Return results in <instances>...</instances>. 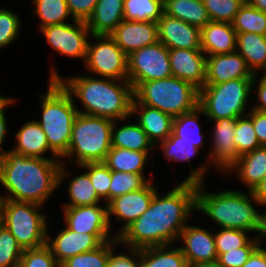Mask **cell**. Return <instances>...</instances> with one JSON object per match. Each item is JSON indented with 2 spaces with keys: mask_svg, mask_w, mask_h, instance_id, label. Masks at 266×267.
<instances>
[{
  "mask_svg": "<svg viewBox=\"0 0 266 267\" xmlns=\"http://www.w3.org/2000/svg\"><path fill=\"white\" fill-rule=\"evenodd\" d=\"M3 201H4V198H3V196L0 194V212H2Z\"/></svg>",
  "mask_w": 266,
  "mask_h": 267,
  "instance_id": "obj_59",
  "label": "cell"
},
{
  "mask_svg": "<svg viewBox=\"0 0 266 267\" xmlns=\"http://www.w3.org/2000/svg\"><path fill=\"white\" fill-rule=\"evenodd\" d=\"M22 252L16 238L3 225L0 229V267H18Z\"/></svg>",
  "mask_w": 266,
  "mask_h": 267,
  "instance_id": "obj_43",
  "label": "cell"
},
{
  "mask_svg": "<svg viewBox=\"0 0 266 267\" xmlns=\"http://www.w3.org/2000/svg\"><path fill=\"white\" fill-rule=\"evenodd\" d=\"M256 200L260 203V207L266 205V176L252 191Z\"/></svg>",
  "mask_w": 266,
  "mask_h": 267,
  "instance_id": "obj_54",
  "label": "cell"
},
{
  "mask_svg": "<svg viewBox=\"0 0 266 267\" xmlns=\"http://www.w3.org/2000/svg\"><path fill=\"white\" fill-rule=\"evenodd\" d=\"M246 60L237 52L206 55L205 84H219L229 80L254 78Z\"/></svg>",
  "mask_w": 266,
  "mask_h": 267,
  "instance_id": "obj_21",
  "label": "cell"
},
{
  "mask_svg": "<svg viewBox=\"0 0 266 267\" xmlns=\"http://www.w3.org/2000/svg\"><path fill=\"white\" fill-rule=\"evenodd\" d=\"M111 236V234L77 233L65 226L56 237L47 233L46 245L50 248L58 264L61 265L77 254L92 251L105 242L117 239L116 236H112V238Z\"/></svg>",
  "mask_w": 266,
  "mask_h": 267,
  "instance_id": "obj_13",
  "label": "cell"
},
{
  "mask_svg": "<svg viewBox=\"0 0 266 267\" xmlns=\"http://www.w3.org/2000/svg\"><path fill=\"white\" fill-rule=\"evenodd\" d=\"M111 253V240L100 247L77 254L66 261L60 267H107Z\"/></svg>",
  "mask_w": 266,
  "mask_h": 267,
  "instance_id": "obj_39",
  "label": "cell"
},
{
  "mask_svg": "<svg viewBox=\"0 0 266 267\" xmlns=\"http://www.w3.org/2000/svg\"><path fill=\"white\" fill-rule=\"evenodd\" d=\"M228 172H236L239 181L247 186L248 191H253L266 176V146L241 155Z\"/></svg>",
  "mask_w": 266,
  "mask_h": 267,
  "instance_id": "obj_26",
  "label": "cell"
},
{
  "mask_svg": "<svg viewBox=\"0 0 266 267\" xmlns=\"http://www.w3.org/2000/svg\"><path fill=\"white\" fill-rule=\"evenodd\" d=\"M122 51L132 52L159 41L157 22L123 20L110 34Z\"/></svg>",
  "mask_w": 266,
  "mask_h": 267,
  "instance_id": "obj_19",
  "label": "cell"
},
{
  "mask_svg": "<svg viewBox=\"0 0 266 267\" xmlns=\"http://www.w3.org/2000/svg\"><path fill=\"white\" fill-rule=\"evenodd\" d=\"M253 78L205 84L199 90V107L207 119H237L247 115L246 107L252 93Z\"/></svg>",
  "mask_w": 266,
  "mask_h": 267,
  "instance_id": "obj_8",
  "label": "cell"
},
{
  "mask_svg": "<svg viewBox=\"0 0 266 267\" xmlns=\"http://www.w3.org/2000/svg\"><path fill=\"white\" fill-rule=\"evenodd\" d=\"M52 67L49 71V80H58L73 99L77 98L81 102L84 110L83 112L77 110L78 113L105 117L114 121L132 119L134 89L128 80L95 78L86 75L63 78L56 72L55 67Z\"/></svg>",
  "mask_w": 266,
  "mask_h": 267,
  "instance_id": "obj_3",
  "label": "cell"
},
{
  "mask_svg": "<svg viewBox=\"0 0 266 267\" xmlns=\"http://www.w3.org/2000/svg\"><path fill=\"white\" fill-rule=\"evenodd\" d=\"M214 124L212 130V149L208 155L207 163L211 162L218 171L226 173L237 161V148L234 142L236 119H209Z\"/></svg>",
  "mask_w": 266,
  "mask_h": 267,
  "instance_id": "obj_15",
  "label": "cell"
},
{
  "mask_svg": "<svg viewBox=\"0 0 266 267\" xmlns=\"http://www.w3.org/2000/svg\"><path fill=\"white\" fill-rule=\"evenodd\" d=\"M264 78H266V69L263 71V75Z\"/></svg>",
  "mask_w": 266,
  "mask_h": 267,
  "instance_id": "obj_61",
  "label": "cell"
},
{
  "mask_svg": "<svg viewBox=\"0 0 266 267\" xmlns=\"http://www.w3.org/2000/svg\"><path fill=\"white\" fill-rule=\"evenodd\" d=\"M68 195L71 202H66L63 207L94 205L100 204L103 201L97 195V192L86 171L72 177L68 186Z\"/></svg>",
  "mask_w": 266,
  "mask_h": 267,
  "instance_id": "obj_33",
  "label": "cell"
},
{
  "mask_svg": "<svg viewBox=\"0 0 266 267\" xmlns=\"http://www.w3.org/2000/svg\"><path fill=\"white\" fill-rule=\"evenodd\" d=\"M264 207H266V205ZM263 224H264V228L266 231V211H264V213H263Z\"/></svg>",
  "mask_w": 266,
  "mask_h": 267,
  "instance_id": "obj_58",
  "label": "cell"
},
{
  "mask_svg": "<svg viewBox=\"0 0 266 267\" xmlns=\"http://www.w3.org/2000/svg\"><path fill=\"white\" fill-rule=\"evenodd\" d=\"M205 116L203 110L198 106L191 112L174 117L172 133L180 138V141H187L202 149L205 144L204 134L201 131L199 122V115Z\"/></svg>",
  "mask_w": 266,
  "mask_h": 267,
  "instance_id": "obj_32",
  "label": "cell"
},
{
  "mask_svg": "<svg viewBox=\"0 0 266 267\" xmlns=\"http://www.w3.org/2000/svg\"><path fill=\"white\" fill-rule=\"evenodd\" d=\"M96 42L88 41L84 67L102 78L127 80V55L110 35H91Z\"/></svg>",
  "mask_w": 266,
  "mask_h": 267,
  "instance_id": "obj_10",
  "label": "cell"
},
{
  "mask_svg": "<svg viewBox=\"0 0 266 267\" xmlns=\"http://www.w3.org/2000/svg\"><path fill=\"white\" fill-rule=\"evenodd\" d=\"M21 20L14 11L0 8V48L8 47L19 36Z\"/></svg>",
  "mask_w": 266,
  "mask_h": 267,
  "instance_id": "obj_46",
  "label": "cell"
},
{
  "mask_svg": "<svg viewBox=\"0 0 266 267\" xmlns=\"http://www.w3.org/2000/svg\"><path fill=\"white\" fill-rule=\"evenodd\" d=\"M34 14L40 20L39 29L55 24L66 23L72 17L66 0H32Z\"/></svg>",
  "mask_w": 266,
  "mask_h": 267,
  "instance_id": "obj_34",
  "label": "cell"
},
{
  "mask_svg": "<svg viewBox=\"0 0 266 267\" xmlns=\"http://www.w3.org/2000/svg\"><path fill=\"white\" fill-rule=\"evenodd\" d=\"M127 80L135 89L140 83L173 76L169 61V49L161 42L145 46L127 57Z\"/></svg>",
  "mask_w": 266,
  "mask_h": 267,
  "instance_id": "obj_11",
  "label": "cell"
},
{
  "mask_svg": "<svg viewBox=\"0 0 266 267\" xmlns=\"http://www.w3.org/2000/svg\"><path fill=\"white\" fill-rule=\"evenodd\" d=\"M18 267H60L47 245L23 250Z\"/></svg>",
  "mask_w": 266,
  "mask_h": 267,
  "instance_id": "obj_47",
  "label": "cell"
},
{
  "mask_svg": "<svg viewBox=\"0 0 266 267\" xmlns=\"http://www.w3.org/2000/svg\"><path fill=\"white\" fill-rule=\"evenodd\" d=\"M113 125L112 119L78 113L72 125L68 151L61 161L64 162L65 158L69 162L75 160L78 166L84 163L104 162L112 147Z\"/></svg>",
  "mask_w": 266,
  "mask_h": 267,
  "instance_id": "obj_6",
  "label": "cell"
},
{
  "mask_svg": "<svg viewBox=\"0 0 266 267\" xmlns=\"http://www.w3.org/2000/svg\"><path fill=\"white\" fill-rule=\"evenodd\" d=\"M98 0H66L67 6L75 20L87 21L92 15Z\"/></svg>",
  "mask_w": 266,
  "mask_h": 267,
  "instance_id": "obj_49",
  "label": "cell"
},
{
  "mask_svg": "<svg viewBox=\"0 0 266 267\" xmlns=\"http://www.w3.org/2000/svg\"><path fill=\"white\" fill-rule=\"evenodd\" d=\"M157 24L159 42L168 49H201V28L165 13Z\"/></svg>",
  "mask_w": 266,
  "mask_h": 267,
  "instance_id": "obj_18",
  "label": "cell"
},
{
  "mask_svg": "<svg viewBox=\"0 0 266 267\" xmlns=\"http://www.w3.org/2000/svg\"><path fill=\"white\" fill-rule=\"evenodd\" d=\"M266 237H258L254 235L244 247L234 249L232 251L222 253L217 260L220 267H242L252 254V252L260 245Z\"/></svg>",
  "mask_w": 266,
  "mask_h": 267,
  "instance_id": "obj_45",
  "label": "cell"
},
{
  "mask_svg": "<svg viewBox=\"0 0 266 267\" xmlns=\"http://www.w3.org/2000/svg\"><path fill=\"white\" fill-rule=\"evenodd\" d=\"M156 187L149 181L143 188L117 196L107 203L108 222L111 227V217L125 222L115 233L118 237L129 225L138 219L149 207Z\"/></svg>",
  "mask_w": 266,
  "mask_h": 267,
  "instance_id": "obj_14",
  "label": "cell"
},
{
  "mask_svg": "<svg viewBox=\"0 0 266 267\" xmlns=\"http://www.w3.org/2000/svg\"><path fill=\"white\" fill-rule=\"evenodd\" d=\"M210 231L187 224L180 232L178 241L179 243L182 241L184 245L179 248L186 258L188 266L217 262L218 254L214 233Z\"/></svg>",
  "mask_w": 266,
  "mask_h": 267,
  "instance_id": "obj_16",
  "label": "cell"
},
{
  "mask_svg": "<svg viewBox=\"0 0 266 267\" xmlns=\"http://www.w3.org/2000/svg\"><path fill=\"white\" fill-rule=\"evenodd\" d=\"M42 205L4 199L2 205L3 225L16 238L22 250L46 245L47 218L40 212Z\"/></svg>",
  "mask_w": 266,
  "mask_h": 267,
  "instance_id": "obj_9",
  "label": "cell"
},
{
  "mask_svg": "<svg viewBox=\"0 0 266 267\" xmlns=\"http://www.w3.org/2000/svg\"><path fill=\"white\" fill-rule=\"evenodd\" d=\"M257 76L258 75L255 74L253 81H252V93L254 89L253 86L257 84L258 86L257 85L255 86L257 88V90H255L257 93L256 98H257V101H259L260 103L256 102V104H253L251 106V109L257 110L262 113H266V78H264L262 75H261V78Z\"/></svg>",
  "mask_w": 266,
  "mask_h": 267,
  "instance_id": "obj_51",
  "label": "cell"
},
{
  "mask_svg": "<svg viewBox=\"0 0 266 267\" xmlns=\"http://www.w3.org/2000/svg\"><path fill=\"white\" fill-rule=\"evenodd\" d=\"M117 244L120 246L118 239L111 240V253L107 267H139L140 249L126 247L128 250H126L127 254L120 253V251L117 254L114 250Z\"/></svg>",
  "mask_w": 266,
  "mask_h": 267,
  "instance_id": "obj_48",
  "label": "cell"
},
{
  "mask_svg": "<svg viewBox=\"0 0 266 267\" xmlns=\"http://www.w3.org/2000/svg\"><path fill=\"white\" fill-rule=\"evenodd\" d=\"M190 169L186 179L163 197L155 192L150 207L117 237L119 244L143 249L178 243L180 232L196 210L197 182H204L208 171L206 164Z\"/></svg>",
  "mask_w": 266,
  "mask_h": 267,
  "instance_id": "obj_1",
  "label": "cell"
},
{
  "mask_svg": "<svg viewBox=\"0 0 266 267\" xmlns=\"http://www.w3.org/2000/svg\"><path fill=\"white\" fill-rule=\"evenodd\" d=\"M15 98L9 97V99L0 107V158L7 152L2 148V144L5 142L7 136V118L6 108L16 102Z\"/></svg>",
  "mask_w": 266,
  "mask_h": 267,
  "instance_id": "obj_52",
  "label": "cell"
},
{
  "mask_svg": "<svg viewBox=\"0 0 266 267\" xmlns=\"http://www.w3.org/2000/svg\"><path fill=\"white\" fill-rule=\"evenodd\" d=\"M122 121H127V118L124 120L114 121L111 137L112 147L126 148L141 152H150V150L154 148L156 149L148 138L146 132L139 126L138 123H123V125L118 126L117 122L119 123Z\"/></svg>",
  "mask_w": 266,
  "mask_h": 267,
  "instance_id": "obj_27",
  "label": "cell"
},
{
  "mask_svg": "<svg viewBox=\"0 0 266 267\" xmlns=\"http://www.w3.org/2000/svg\"><path fill=\"white\" fill-rule=\"evenodd\" d=\"M78 167L86 170L97 195L107 204L109 202L111 170L103 162L84 163Z\"/></svg>",
  "mask_w": 266,
  "mask_h": 267,
  "instance_id": "obj_42",
  "label": "cell"
},
{
  "mask_svg": "<svg viewBox=\"0 0 266 267\" xmlns=\"http://www.w3.org/2000/svg\"><path fill=\"white\" fill-rule=\"evenodd\" d=\"M65 165L61 159L27 157L7 151L0 158V183L7 192L3 198L45 205L70 176Z\"/></svg>",
  "mask_w": 266,
  "mask_h": 267,
  "instance_id": "obj_2",
  "label": "cell"
},
{
  "mask_svg": "<svg viewBox=\"0 0 266 267\" xmlns=\"http://www.w3.org/2000/svg\"><path fill=\"white\" fill-rule=\"evenodd\" d=\"M152 178H145L144 174L111 171L109 186V201L113 198L143 188Z\"/></svg>",
  "mask_w": 266,
  "mask_h": 267,
  "instance_id": "obj_37",
  "label": "cell"
},
{
  "mask_svg": "<svg viewBox=\"0 0 266 267\" xmlns=\"http://www.w3.org/2000/svg\"><path fill=\"white\" fill-rule=\"evenodd\" d=\"M161 145V146H160ZM159 149L163 151V156L167 161L187 162L190 163L192 157L198 155L200 149L196 148L193 143L180 141L173 133L163 142L159 143Z\"/></svg>",
  "mask_w": 266,
  "mask_h": 267,
  "instance_id": "obj_40",
  "label": "cell"
},
{
  "mask_svg": "<svg viewBox=\"0 0 266 267\" xmlns=\"http://www.w3.org/2000/svg\"><path fill=\"white\" fill-rule=\"evenodd\" d=\"M150 152L111 147L103 162L111 171L143 174Z\"/></svg>",
  "mask_w": 266,
  "mask_h": 267,
  "instance_id": "obj_31",
  "label": "cell"
},
{
  "mask_svg": "<svg viewBox=\"0 0 266 267\" xmlns=\"http://www.w3.org/2000/svg\"><path fill=\"white\" fill-rule=\"evenodd\" d=\"M164 13L199 28L210 22L202 0H164Z\"/></svg>",
  "mask_w": 266,
  "mask_h": 267,
  "instance_id": "obj_29",
  "label": "cell"
},
{
  "mask_svg": "<svg viewBox=\"0 0 266 267\" xmlns=\"http://www.w3.org/2000/svg\"><path fill=\"white\" fill-rule=\"evenodd\" d=\"M237 32L232 23L210 21L201 28V50L206 55L236 51Z\"/></svg>",
  "mask_w": 266,
  "mask_h": 267,
  "instance_id": "obj_23",
  "label": "cell"
},
{
  "mask_svg": "<svg viewBox=\"0 0 266 267\" xmlns=\"http://www.w3.org/2000/svg\"><path fill=\"white\" fill-rule=\"evenodd\" d=\"M247 115L252 119L253 128L256 132L260 145L266 146V113L249 109Z\"/></svg>",
  "mask_w": 266,
  "mask_h": 267,
  "instance_id": "obj_50",
  "label": "cell"
},
{
  "mask_svg": "<svg viewBox=\"0 0 266 267\" xmlns=\"http://www.w3.org/2000/svg\"><path fill=\"white\" fill-rule=\"evenodd\" d=\"M169 61L174 77L201 89L206 82V54L201 49H169Z\"/></svg>",
  "mask_w": 266,
  "mask_h": 267,
  "instance_id": "obj_20",
  "label": "cell"
},
{
  "mask_svg": "<svg viewBox=\"0 0 266 267\" xmlns=\"http://www.w3.org/2000/svg\"><path fill=\"white\" fill-rule=\"evenodd\" d=\"M246 3L266 13V0H246Z\"/></svg>",
  "mask_w": 266,
  "mask_h": 267,
  "instance_id": "obj_55",
  "label": "cell"
},
{
  "mask_svg": "<svg viewBox=\"0 0 266 267\" xmlns=\"http://www.w3.org/2000/svg\"><path fill=\"white\" fill-rule=\"evenodd\" d=\"M8 97H5L0 94V107L8 100Z\"/></svg>",
  "mask_w": 266,
  "mask_h": 267,
  "instance_id": "obj_57",
  "label": "cell"
},
{
  "mask_svg": "<svg viewBox=\"0 0 266 267\" xmlns=\"http://www.w3.org/2000/svg\"><path fill=\"white\" fill-rule=\"evenodd\" d=\"M74 23H62L40 29L49 46L61 55L80 58L85 61L90 30L86 21L74 20ZM88 37V38H87Z\"/></svg>",
  "mask_w": 266,
  "mask_h": 267,
  "instance_id": "obj_12",
  "label": "cell"
},
{
  "mask_svg": "<svg viewBox=\"0 0 266 267\" xmlns=\"http://www.w3.org/2000/svg\"><path fill=\"white\" fill-rule=\"evenodd\" d=\"M173 244L140 249L139 267H188L181 249Z\"/></svg>",
  "mask_w": 266,
  "mask_h": 267,
  "instance_id": "obj_30",
  "label": "cell"
},
{
  "mask_svg": "<svg viewBox=\"0 0 266 267\" xmlns=\"http://www.w3.org/2000/svg\"><path fill=\"white\" fill-rule=\"evenodd\" d=\"M233 28L239 33H256L266 36V13L245 2L236 14Z\"/></svg>",
  "mask_w": 266,
  "mask_h": 267,
  "instance_id": "obj_36",
  "label": "cell"
},
{
  "mask_svg": "<svg viewBox=\"0 0 266 267\" xmlns=\"http://www.w3.org/2000/svg\"><path fill=\"white\" fill-rule=\"evenodd\" d=\"M138 117L137 123L146 132L155 147L172 134L174 117L157 108L140 104L135 98L132 102L131 117ZM157 143V144H156Z\"/></svg>",
  "mask_w": 266,
  "mask_h": 267,
  "instance_id": "obj_22",
  "label": "cell"
},
{
  "mask_svg": "<svg viewBox=\"0 0 266 267\" xmlns=\"http://www.w3.org/2000/svg\"><path fill=\"white\" fill-rule=\"evenodd\" d=\"M16 145L11 151L27 157L46 158L44 155L49 151L54 159L60 157L49 147L46 134L36 120L24 123L16 132Z\"/></svg>",
  "mask_w": 266,
  "mask_h": 267,
  "instance_id": "obj_24",
  "label": "cell"
},
{
  "mask_svg": "<svg viewBox=\"0 0 266 267\" xmlns=\"http://www.w3.org/2000/svg\"><path fill=\"white\" fill-rule=\"evenodd\" d=\"M134 98L140 104L176 117L199 106V89L189 82L171 76L140 83L134 89Z\"/></svg>",
  "mask_w": 266,
  "mask_h": 267,
  "instance_id": "obj_7",
  "label": "cell"
},
{
  "mask_svg": "<svg viewBox=\"0 0 266 267\" xmlns=\"http://www.w3.org/2000/svg\"><path fill=\"white\" fill-rule=\"evenodd\" d=\"M260 244L242 267H266V249Z\"/></svg>",
  "mask_w": 266,
  "mask_h": 267,
  "instance_id": "obj_53",
  "label": "cell"
},
{
  "mask_svg": "<svg viewBox=\"0 0 266 267\" xmlns=\"http://www.w3.org/2000/svg\"><path fill=\"white\" fill-rule=\"evenodd\" d=\"M249 233L250 232L245 230L229 228H223L217 233H214L218 257L222 253L244 247L251 240V238L248 237Z\"/></svg>",
  "mask_w": 266,
  "mask_h": 267,
  "instance_id": "obj_44",
  "label": "cell"
},
{
  "mask_svg": "<svg viewBox=\"0 0 266 267\" xmlns=\"http://www.w3.org/2000/svg\"><path fill=\"white\" fill-rule=\"evenodd\" d=\"M124 20V0H98L86 21L91 35H110Z\"/></svg>",
  "mask_w": 266,
  "mask_h": 267,
  "instance_id": "obj_25",
  "label": "cell"
},
{
  "mask_svg": "<svg viewBox=\"0 0 266 267\" xmlns=\"http://www.w3.org/2000/svg\"><path fill=\"white\" fill-rule=\"evenodd\" d=\"M210 21L232 23L246 0H202Z\"/></svg>",
  "mask_w": 266,
  "mask_h": 267,
  "instance_id": "obj_41",
  "label": "cell"
},
{
  "mask_svg": "<svg viewBox=\"0 0 266 267\" xmlns=\"http://www.w3.org/2000/svg\"><path fill=\"white\" fill-rule=\"evenodd\" d=\"M164 13V0H124V20L158 22Z\"/></svg>",
  "mask_w": 266,
  "mask_h": 267,
  "instance_id": "obj_35",
  "label": "cell"
},
{
  "mask_svg": "<svg viewBox=\"0 0 266 267\" xmlns=\"http://www.w3.org/2000/svg\"><path fill=\"white\" fill-rule=\"evenodd\" d=\"M236 51L246 60L254 74L266 69V36L252 32L239 33Z\"/></svg>",
  "mask_w": 266,
  "mask_h": 267,
  "instance_id": "obj_28",
  "label": "cell"
},
{
  "mask_svg": "<svg viewBox=\"0 0 266 267\" xmlns=\"http://www.w3.org/2000/svg\"><path fill=\"white\" fill-rule=\"evenodd\" d=\"M104 205L63 207L66 227L77 233L111 234L107 204Z\"/></svg>",
  "mask_w": 266,
  "mask_h": 267,
  "instance_id": "obj_17",
  "label": "cell"
},
{
  "mask_svg": "<svg viewBox=\"0 0 266 267\" xmlns=\"http://www.w3.org/2000/svg\"><path fill=\"white\" fill-rule=\"evenodd\" d=\"M188 267H220L217 262L215 263H206V264H197V265H190Z\"/></svg>",
  "mask_w": 266,
  "mask_h": 267,
  "instance_id": "obj_56",
  "label": "cell"
},
{
  "mask_svg": "<svg viewBox=\"0 0 266 267\" xmlns=\"http://www.w3.org/2000/svg\"><path fill=\"white\" fill-rule=\"evenodd\" d=\"M203 181L197 182L196 210L210 217L220 226L258 233V237H266L263 224V213L254 204L260 203L252 191L224 190L218 193L205 191ZM249 194V195H248ZM253 202V203H252Z\"/></svg>",
  "mask_w": 266,
  "mask_h": 267,
  "instance_id": "obj_4",
  "label": "cell"
},
{
  "mask_svg": "<svg viewBox=\"0 0 266 267\" xmlns=\"http://www.w3.org/2000/svg\"><path fill=\"white\" fill-rule=\"evenodd\" d=\"M234 133V142L237 148V159L241 155L253 151L261 146L253 128L252 119L248 115L238 117L236 119V128Z\"/></svg>",
  "mask_w": 266,
  "mask_h": 267,
  "instance_id": "obj_38",
  "label": "cell"
},
{
  "mask_svg": "<svg viewBox=\"0 0 266 267\" xmlns=\"http://www.w3.org/2000/svg\"><path fill=\"white\" fill-rule=\"evenodd\" d=\"M38 97L42 101V117L36 121L46 134L49 147L62 159L70 145L78 106L58 80H49L45 94Z\"/></svg>",
  "mask_w": 266,
  "mask_h": 267,
  "instance_id": "obj_5",
  "label": "cell"
},
{
  "mask_svg": "<svg viewBox=\"0 0 266 267\" xmlns=\"http://www.w3.org/2000/svg\"><path fill=\"white\" fill-rule=\"evenodd\" d=\"M2 226H3L2 212H0V229L2 228Z\"/></svg>",
  "mask_w": 266,
  "mask_h": 267,
  "instance_id": "obj_60",
  "label": "cell"
}]
</instances>
